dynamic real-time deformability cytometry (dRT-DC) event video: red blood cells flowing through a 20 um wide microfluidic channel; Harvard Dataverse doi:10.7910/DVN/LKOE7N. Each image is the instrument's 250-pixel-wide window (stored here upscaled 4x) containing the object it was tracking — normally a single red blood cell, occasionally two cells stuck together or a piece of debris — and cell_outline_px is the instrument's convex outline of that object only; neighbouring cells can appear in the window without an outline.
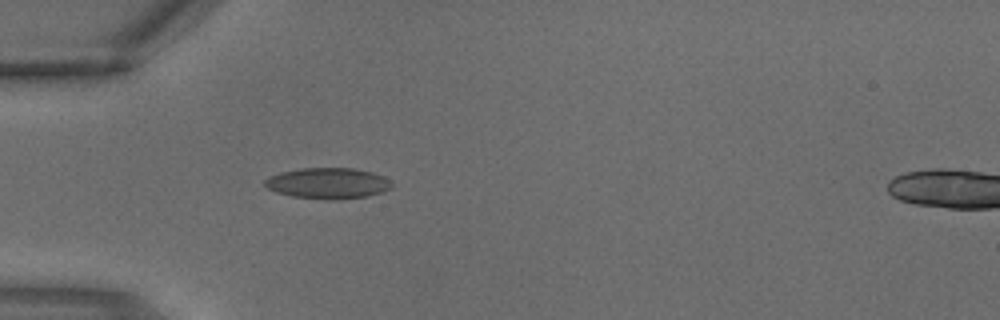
{"species": "common noctule bat (a hibernating species)", "species_latin": "Nyctalus noctula", "temperature_condition": "warm", "stored_images_in_passage": 1, "camera_frame_rate_fps": 3000, "um_per_image_px": 0.085, "animal": {"sex": "male", "body_mass_g": 18.8}, "frame": {"image": 1, "passage_image": 1, "time_ms": 0.0, "image_size_px": [1000, 320], "cell_outline_px": [[392, 188], [384, 192], [368, 196], [328, 200], [292, 196], [276, 192], [268, 188], [264, 184], [264, 180], [268, 176], [280, 172], [300, 168], [352, 168], [372, 172], [384, 176], [392, 184]], "centroid_in_image_um": [27.87, 15.57], "position_along_channel_um": 57.1, "area_um2": 22.95}}